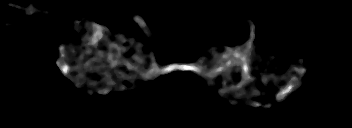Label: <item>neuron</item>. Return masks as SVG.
Instances as JSON below:
<instances>
[{"label":"neuron","mask_w":352,"mask_h":128,"mask_svg":"<svg viewBox=\"0 0 352 128\" xmlns=\"http://www.w3.org/2000/svg\"><path fill=\"white\" fill-rule=\"evenodd\" d=\"M134 20L136 21V23L141 27V29L149 36H151V32L149 31L148 29V26L145 24V22H143V20L140 18V16H135ZM80 23V21L78 20H75L74 22V27H77V25ZM86 23V27L88 28L87 30L88 31H91L93 32L91 35L89 32H87L84 36V40H87L85 41L86 42V46H88L83 53V55H80L78 58H75L73 57V59L75 60V63L76 64V68L80 69L81 70V73L79 76H75V75H72L71 76V80L74 81V84L76 86V88H81L84 84H83V81H84V78L85 76L83 75L85 71L88 70L87 67H90L92 64H93V61L94 60H97V56L99 58V60H102L101 58H104L107 56V59H109V51H105V50H97V47H101L103 45L102 42L99 43V41H101L102 39L105 38L106 36V33L107 31H105V28H104V25H102L101 27L100 26H97V24L93 23V22H89L88 20L85 21ZM250 28H251V31H250V37L249 39L246 41V43L242 46H239L235 49H231L230 47H227V51L225 54L223 55H216L217 56V64L211 69V72H209V74L206 72V69H207V64H205V66H203V68H199V64L200 65H203V60L200 59V58H197V63H194V64H168L166 65L165 67L164 66H159L157 67V63L156 62H152V66L149 70L145 69V67L143 66H140V67H135L134 65H131L129 64V67L130 69L134 70V74L133 76L135 75V71H136V76H141L143 75V72H145L146 74V77H143V79H147L149 80L152 77H158L160 75H163V74H167V73H170L172 72L173 70H190L194 73H197L203 77H209L208 75L212 76L215 78L214 82L216 81V77H220L221 74H224V76H221V77H225L227 76L229 73H235L233 72L234 69H237L235 71H240V69L242 70V79H244V83L241 82L239 84H235L233 85L231 83V85L228 86L227 90H225V94L226 95H230L231 93H236L235 91H240L242 93H244L245 91V83L248 82L250 83L251 81H253L254 79L252 78V76L250 75L249 73V70L250 69H253V67H250L251 66V60H250V57H251V51L254 50L253 48V43H254V33H255V24L253 21H249L248 22ZM117 40H115L114 38V42L112 44L109 43V49L110 51H114V56L116 55H119V52L122 51H126L127 48H122V50H120V46L118 45L117 47V42L119 39L120 40H123V42H127V40H130V39H124L119 36H117L116 38ZM131 43L130 44H134L135 40L131 39L130 40ZM140 46H135L136 48H138V50H142V46H141V42H139ZM96 45V46H95ZM70 48H72V52L71 55L75 56V53L79 50L78 48H76L74 46V42H70ZM93 48H95V51L97 52V55L95 58H92L91 60H88L87 62L83 63V64H80V61L83 60L86 56H90L92 55L93 53ZM59 52H60V56L59 58L57 59L56 61V65L59 67V70L61 71V73L63 74V76H67L68 74H70L71 71H73L75 68V66H69L68 65V57H67V54L64 52V49H65V46L62 44L59 46ZM137 59V61L139 62H143V64H145V60L143 59L142 56L140 57H134ZM106 59V58H105ZM72 60V61H74ZM238 63H241V68L239 67L238 68ZM102 62H98V65L96 66L98 71L100 69V67H102ZM111 66L108 67V70L110 68H113V67H116L117 65V62L115 60L114 61H111L110 63ZM309 67H301V66H292V70H289V72L286 74V81H287V84L284 85V87H281V89H279V92L277 93L276 95V98L278 100H283L287 95H289L294 89H296L300 84H301V81L299 79V74L300 75H303L304 73H306V71H308ZM119 74L120 77L122 78H127L126 77V74L124 72H119L117 73ZM105 77L104 78H111V74L108 73H104ZM263 82H266V81H273V82H276L277 79L275 77H272V76H269L266 72H265V75L264 77L261 79ZM88 86H90L88 90V93L89 94H93V89L95 88L96 89V84L95 83H91V81H89V83H86ZM120 86V90H126L127 87H125L124 85H119ZM110 90V88H107V89H102L100 91V89L98 88V91H100L99 93H102V94H106L108 93ZM234 91V92H232ZM253 94H255V96L257 97H264L267 95L266 92H259L257 90H253L252 91ZM262 103V101H258V102H247L246 105H250V106H253V107H258L260 104ZM271 107V103H267L265 104L264 108H269Z\"/></svg>","instance_id":"neuron-1"}]
</instances>
